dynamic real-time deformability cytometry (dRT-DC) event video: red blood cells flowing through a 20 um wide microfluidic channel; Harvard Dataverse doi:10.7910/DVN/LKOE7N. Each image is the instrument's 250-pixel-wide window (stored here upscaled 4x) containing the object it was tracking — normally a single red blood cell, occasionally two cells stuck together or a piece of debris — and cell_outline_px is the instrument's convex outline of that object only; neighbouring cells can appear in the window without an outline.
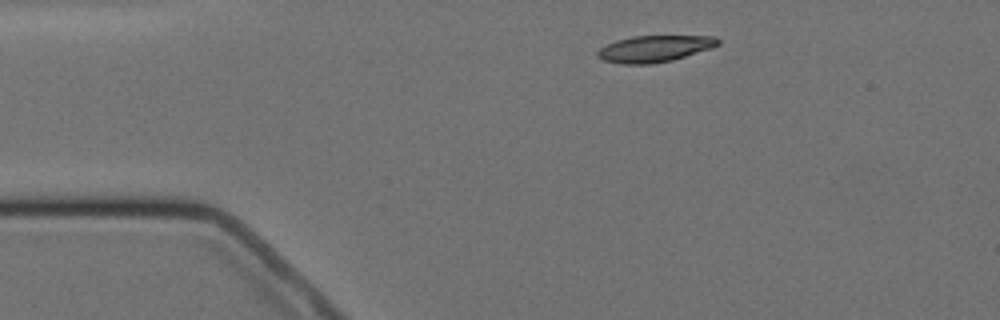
{"species": "Egyptian fruit bat (a non-hibernating species)", "species_latin": "Rousettus aegyptiacus", "temperature_condition": "cold", "stored_images_in_passage": 6, "camera_frame_rate_fps": 3000, "um_per_image_px": 0.085, "animal": {"sex": "female"}, "frame": {"image": 1, "passage_image": 6, "time_ms": 6.667, "image_size_px": [1000, 320], "cell_outline_px": [[720, 44], [712, 48], [672, 60], [652, 64], [620, 64], [604, 60], [596, 56], [596, 52], [600, 48], [616, 40], [632, 36], [716, 36], [720, 40]], "centroid_in_image_um": [55.64, 4.14], "position_along_channel_um": 29.4, "area_um2": 18.67}}